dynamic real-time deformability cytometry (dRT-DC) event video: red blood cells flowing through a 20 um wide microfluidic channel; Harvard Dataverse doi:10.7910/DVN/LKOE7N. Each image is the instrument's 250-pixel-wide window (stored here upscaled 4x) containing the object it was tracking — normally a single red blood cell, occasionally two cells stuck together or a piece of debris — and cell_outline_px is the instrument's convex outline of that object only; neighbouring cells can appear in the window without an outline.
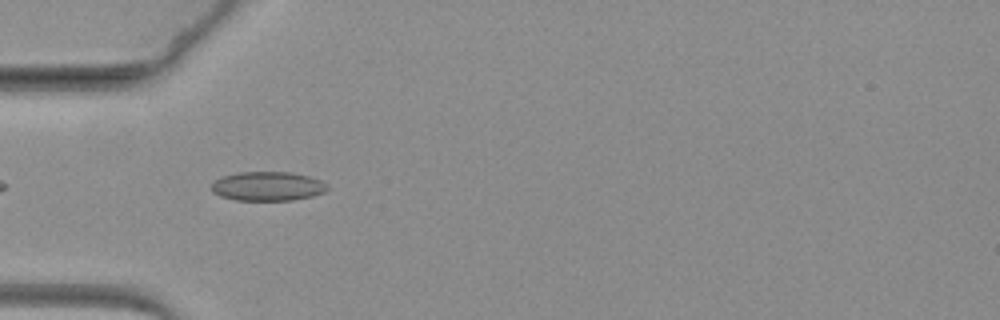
{"species": "common noctule bat (a hibernating species)", "species_latin": "Nyctalus noctula", "temperature_condition": "warm", "stored_images_in_passage": 40, "camera_frame_rate_fps": 3000, "um_per_image_px": 0.085, "animal": {"sex": "female", "body_mass_g": 19.3, "forearm_length_mm": 54.1}, "frame": {"image": 1, "passage_image": 4, "time_ms": 1.0, "image_size_px": [1000, 320], "cell_outline_px": [[328, 188], [324, 192], [312, 196], [292, 200], [236, 200], [220, 196], [212, 192], [212, 184], [216, 180], [224, 176], [236, 172], [292, 172], [308, 176], [320, 180], [328, 184]], "centroid_in_image_um": [22.76, 15.83], "position_along_channel_um": 62.2, "area_um2": 19.65}}
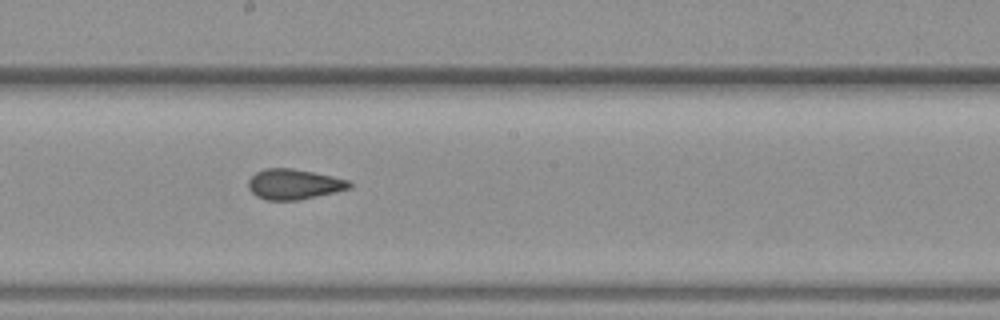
{"frame": {"image": 2, "passage_image": 19, "time_ms": 6.0, "image_size_px": [1000, 320], "cell_outline_px": [[352, 188], [300, 200], [264, 200], [256, 196], [248, 188], [248, 180], [256, 172], [264, 168], [292, 168], [332, 176], [348, 180], [352, 184]], "centroid_in_image_um": [24.97, 15.66], "position_along_channel_um": 223.2, "area_um2": 17.92}}
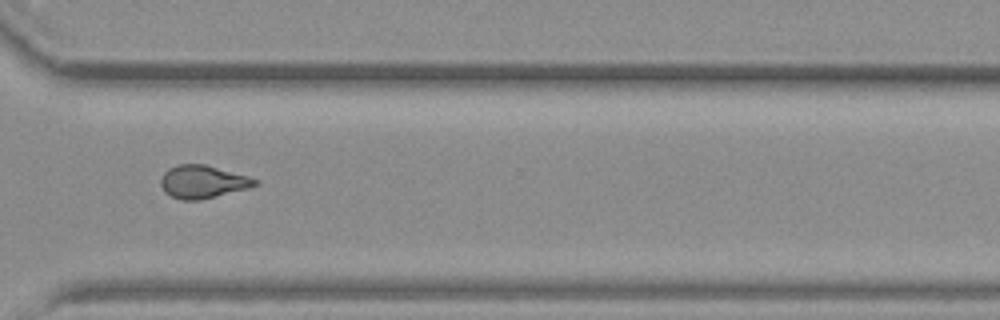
{"frame": {"image": 3, "passage_image": 31, "time_ms": 10.0, "image_size_px": [1000, 320], "cell_outline_px": [[260, 184], [248, 188], [200, 200], [180, 200], [164, 192], [160, 184], [160, 180], [164, 172], [168, 168], [180, 164], [204, 164], [248, 176], [260, 180]], "centroid_in_image_um": [17.23, 15.45], "position_along_channel_um": 353.4, "area_um2": 18.09}}